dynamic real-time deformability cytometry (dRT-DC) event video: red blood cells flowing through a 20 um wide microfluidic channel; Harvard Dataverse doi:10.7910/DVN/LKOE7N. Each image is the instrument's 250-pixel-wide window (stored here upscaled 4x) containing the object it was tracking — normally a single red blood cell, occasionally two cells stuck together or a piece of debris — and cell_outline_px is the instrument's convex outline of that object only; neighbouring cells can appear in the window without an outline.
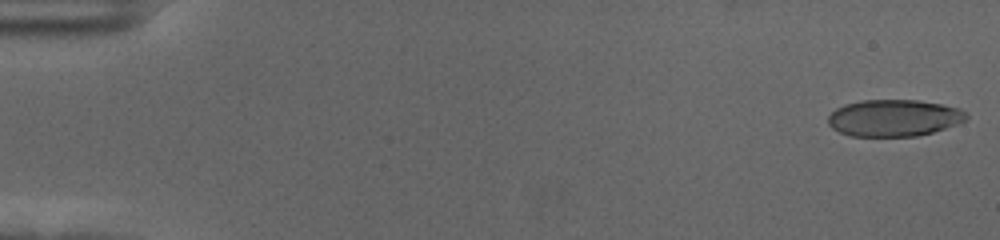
{"species": "human", "species_latin": "Homo sapiens", "temperature_condition": "cold", "stored_images_in_passage": 57, "camera_frame_rate_fps": 3000, "um_per_image_px": 0.085, "donor": {"sex": "female"}, "frame": {"image": 1, "passage_image": 1, "time_ms": 0.0, "image_size_px": [1000, 240], "cell_outline_px": [[968, 120], [932, 132], [916, 136], [848, 136], [832, 128], [828, 124], [828, 116], [836, 108], [844, 104], [864, 100], [916, 100], [940, 104], [960, 108], [968, 112]], "centroid_in_image_um": [75.99, 10.02], "position_along_channel_um": 9.0, "area_um2": 29.71}}
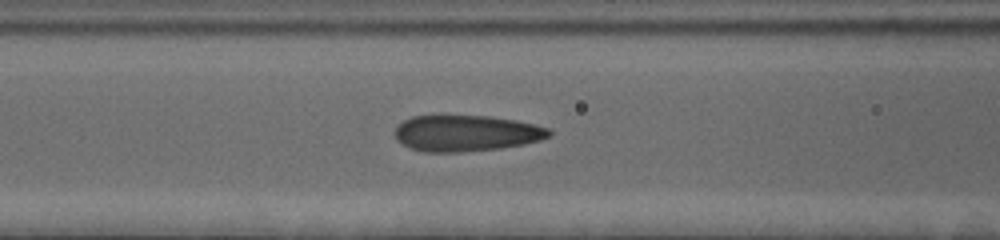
{"frame": {"image": 2, "passage_image": 24, "time_ms": 7.667, "image_size_px": [1000, 240], "cell_outline_px": [[552, 136], [540, 140], [524, 144], [500, 148], [460, 152], [424, 152], [408, 148], [396, 140], [396, 124], [412, 116], [492, 116], [516, 120], [548, 128], [552, 132]], "centroid_in_image_um": [39.61, 11.33], "position_along_channel_um": 127.0, "area_um2": 32.6}}
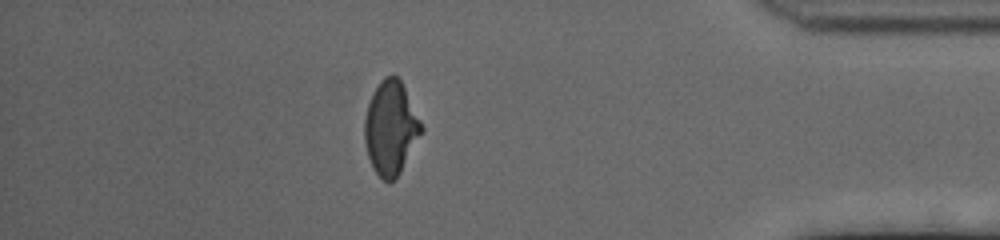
{"frame": {"image": 3, "passage_image": 50, "time_ms": 16.333, "image_size_px": [1000, 240], "cell_outline_px": [[424, 128], [400, 172], [388, 184], [376, 172], [368, 156], [364, 140], [364, 120], [368, 104], [380, 80], [384, 76], [392, 72], [400, 80]], "centroid_in_image_um": [33.2, 10.85], "position_along_channel_um": 402.0, "area_um2": 30.46}, "authors_computed_cell_mechanics": {"area_um2": 32.2524, "velocity_mm_per_s": 3.5717, "shape_relaxation_time_tau1_ms": 4.4292, "shape_relaxation_time_tau2_ms": 0.9065, "deformation_change_tau1": 0.1739, "deformation_change_tau2": 0.0989}}